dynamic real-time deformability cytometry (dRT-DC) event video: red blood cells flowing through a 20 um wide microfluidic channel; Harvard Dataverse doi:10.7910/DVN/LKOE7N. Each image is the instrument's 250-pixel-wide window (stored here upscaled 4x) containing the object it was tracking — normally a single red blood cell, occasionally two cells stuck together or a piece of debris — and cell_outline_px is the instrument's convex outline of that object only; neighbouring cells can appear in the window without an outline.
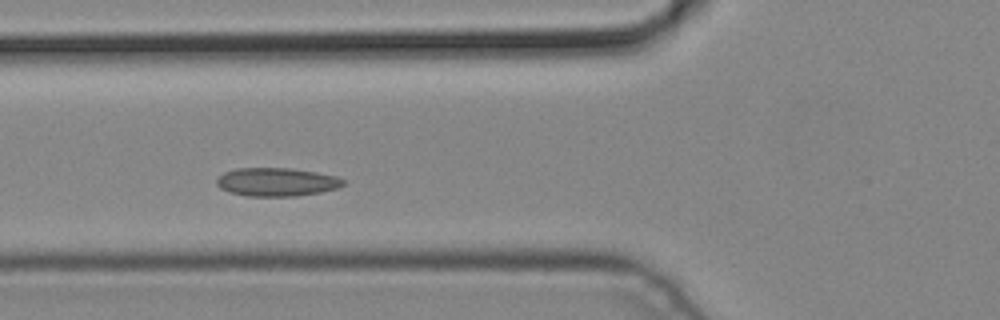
{"species": "common noctule bat (a hibernating species)", "species_latin": "Nyctalus noctula", "temperature_condition": "cold", "stored_images_in_passage": 4, "camera_frame_rate_fps": 3000, "um_per_image_px": 0.085, "animal": {"sex": "male", "body_mass_g": 19.2, "forearm_length_mm": 51.8}, "frame": {"image": 1, "passage_image": 3, "time_ms": 0.667, "image_size_px": [1000, 320], "cell_outline_px": [[344, 184], [336, 188], [320, 192], [296, 196], [244, 196], [228, 192], [220, 188], [216, 184], [216, 180], [224, 172], [236, 168], [292, 168], [316, 172], [336, 176], [344, 180]], "centroid_in_image_um": [23.48, 15.47], "position_along_channel_um": 102.3, "area_um2": 20.98}}
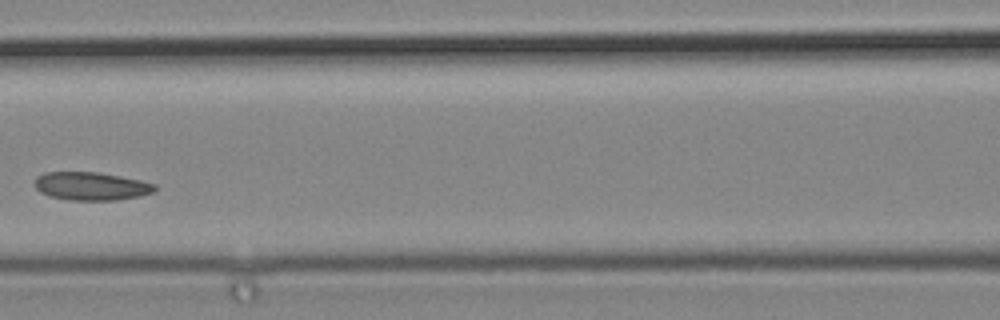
{"frame": {"image": 2, "passage_image": 4, "time_ms": 1.0, "image_size_px": [1000, 320], "cell_outline_px": [[156, 188], [152, 192], [140, 196], [116, 200], [72, 200], [48, 196], [40, 192], [32, 184], [32, 180], [36, 176], [44, 172], [96, 172], [120, 176], [140, 180], [156, 184]], "centroid_in_image_um": [7.68, 15.82], "position_along_channel_um": 158.9, "area_um2": 19.88}}